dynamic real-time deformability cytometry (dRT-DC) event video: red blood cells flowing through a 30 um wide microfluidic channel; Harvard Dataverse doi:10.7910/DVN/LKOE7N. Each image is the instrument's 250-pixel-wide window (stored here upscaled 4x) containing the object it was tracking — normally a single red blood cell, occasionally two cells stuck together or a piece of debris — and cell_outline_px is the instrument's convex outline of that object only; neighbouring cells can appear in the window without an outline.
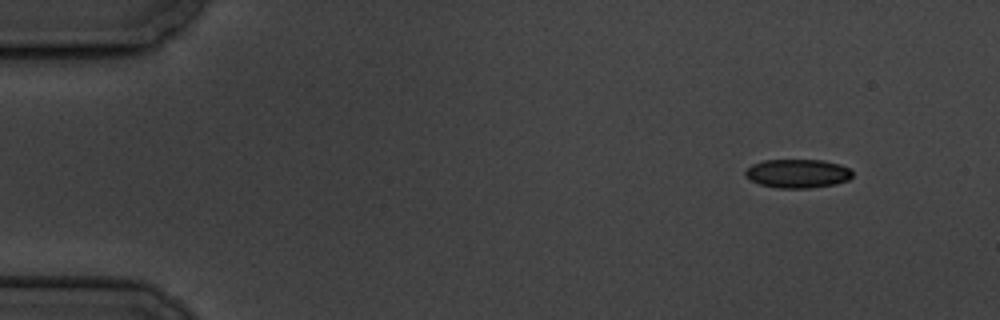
{"species": "common noctule bat (a hibernating species)", "species_latin": "Nyctalus noctula", "temperature_condition": "cold", "stored_images_in_passage": 5, "camera_frame_rate_fps": 3000, "um_per_image_px": 0.085, "animal": {"sex": "male", "body_mass_g": 19.5, "forearm_length_mm": 54.6}, "frame": {"image": 1, "passage_image": 1, "time_ms": 0.0, "image_size_px": [1000, 320], "cell_outline_px": [[852, 176], [848, 180], [836, 184], [812, 188], [776, 188], [760, 184], [748, 180], [744, 176], [744, 172], [752, 164], [764, 160], [824, 160], [840, 164], [848, 168], [852, 172]], "centroid_in_image_um": [67.77, 14.75], "position_along_channel_um": 17.2, "area_um2": 18.15}}
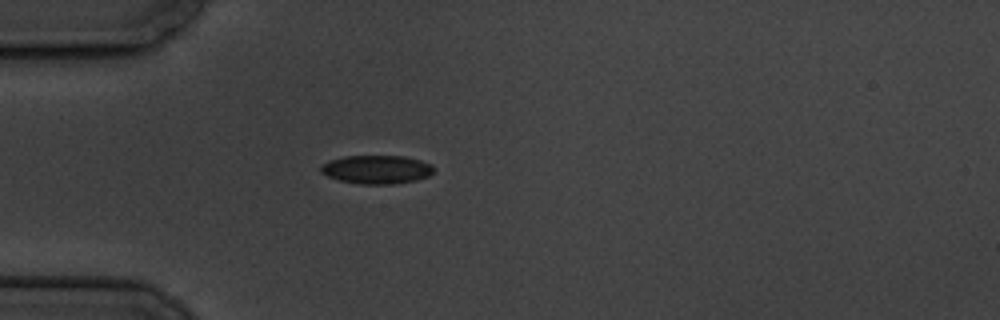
{"frame": {"image": 2, "passage_image": 4, "time_ms": 3.667, "image_size_px": [1000, 320], "cell_outline_px": [[436, 168], [428, 176], [416, 180], [392, 184], [360, 184], [340, 180], [328, 176], [320, 172], [320, 164], [344, 156], [404, 156], [420, 160], [432, 164]], "centroid_in_image_um": [32.03, 14.4], "position_along_channel_um": 53.0, "area_um2": 18.79}}